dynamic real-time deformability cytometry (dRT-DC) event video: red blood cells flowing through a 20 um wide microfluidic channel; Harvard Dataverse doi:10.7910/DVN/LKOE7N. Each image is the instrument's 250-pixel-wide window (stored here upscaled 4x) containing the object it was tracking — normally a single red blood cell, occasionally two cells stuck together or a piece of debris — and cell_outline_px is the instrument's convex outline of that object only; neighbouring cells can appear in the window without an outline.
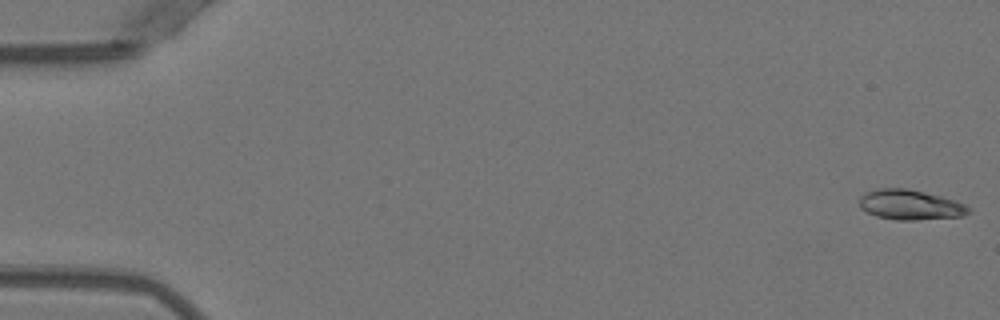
{"species": "Egyptian fruit bat (a non-hibernating species)", "species_latin": "Rousettus aegyptiacus", "temperature_condition": "warm", "stored_images_in_passage": 52, "camera_frame_rate_fps": 3000, "um_per_image_px": 0.085, "animal": {"sex": "female"}, "frame": {"image": 1, "passage_image": 1, "time_ms": 0.0, "image_size_px": [1000, 320], "cell_outline_px": [[972, 208], [964, 216], [916, 220], [896, 220], [876, 216], [860, 208], [860, 196], [864, 192], [876, 188], [908, 188], [940, 196], [964, 204]], "centroid_in_image_um": [77.34, 17.4], "position_along_channel_um": 7.7, "area_um2": 19.13}}
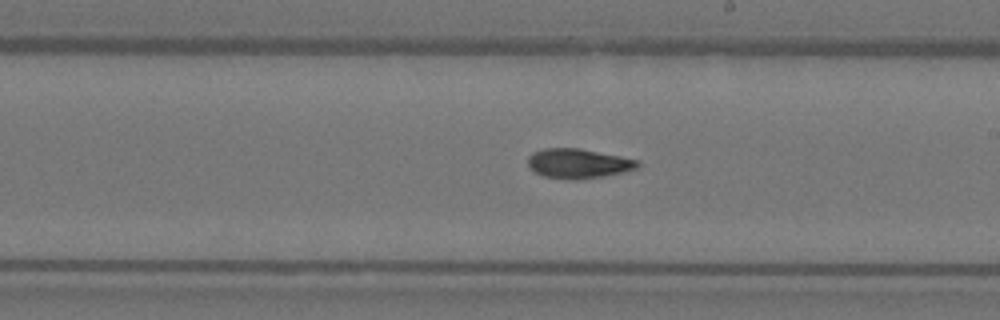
{"frame": {"image": 2, "passage_image": 30, "time_ms": 9.667, "image_size_px": [1000, 320], "cell_outline_px": [[640, 164], [636, 168], [624, 172], [604, 176], [576, 180], [572, 180], [544, 176], [528, 168], [528, 156], [532, 152], [544, 148], [580, 148], [640, 160]], "centroid_in_image_um": [49.14, 13.89], "position_along_channel_um": 239.9, "area_um2": 19.07}}
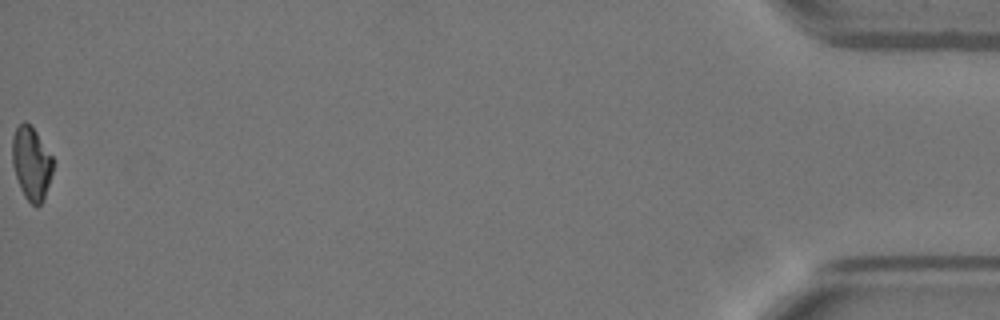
{"frame": {"image": 3, "passage_image": 52, "time_ms": 17.0, "image_size_px": [1000, 320], "cell_outline_px": [[52, 172], [44, 200], [40, 204], [32, 204], [24, 196], [20, 188], [12, 164], [12, 136], [16, 128], [24, 120], [36, 132], [52, 156]], "centroid_in_image_um": [2.65, 13.88], "position_along_channel_um": 432.6, "area_um2": 17.11}, "authors_computed_cell_mechanics": {"area_um2": 18.5827, "velocity_mm_per_s": 3.9694, "shape_relaxation_time_tau1_ms": 8.6551, "shape_relaxation_time_tau2_ms": 4.3951, "deformation_change_tau1": 0.2633, "deformation_change_tau2": 0.109}}